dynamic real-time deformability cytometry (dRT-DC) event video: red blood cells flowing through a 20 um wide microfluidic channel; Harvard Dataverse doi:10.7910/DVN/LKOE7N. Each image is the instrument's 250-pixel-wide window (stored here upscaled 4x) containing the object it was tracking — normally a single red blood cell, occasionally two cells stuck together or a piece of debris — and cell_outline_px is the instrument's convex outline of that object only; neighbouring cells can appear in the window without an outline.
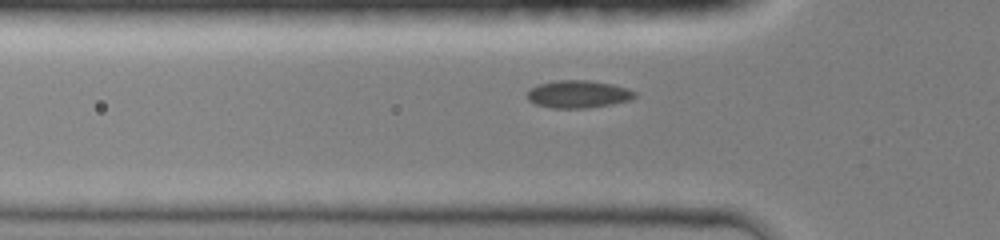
{"species": "common noctule bat (a hibernating species)", "species_latin": "Nyctalus noctula", "temperature_condition": "room temperature", "stored_images_in_passage": 33, "camera_frame_rate_fps": 3000, "um_per_image_px": 0.085, "animal": {"sex": "female", "body_mass_g": 19.0, "forearm_length_mm": 51.5}, "frame": {"image": 1, "passage_image": 8, "time_ms": 2.333, "image_size_px": [1000, 240], "cell_outline_px": [[636, 96], [632, 100], [612, 104], [584, 108], [552, 108], [536, 104], [528, 100], [528, 92], [536, 84], [552, 80], [588, 80], [612, 84], [628, 88], [636, 92]], "centroid_in_image_um": [49.16, 7.99], "position_along_channel_um": 76.6, "area_um2": 17.4}}
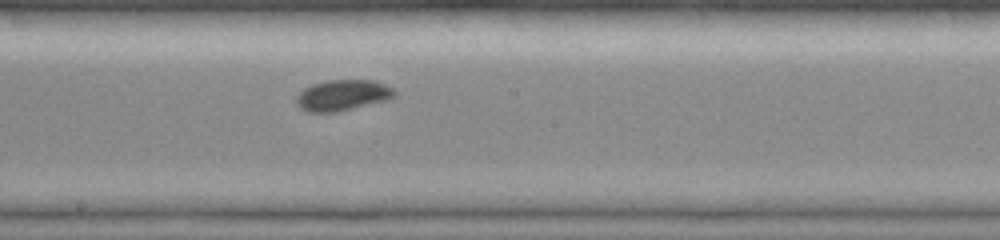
{"frame": {"image": 2, "passage_image": 18, "time_ms": 5.667, "image_size_px": [1000, 240], "cell_outline_px": [[396, 96], [388, 100], [336, 112], [308, 112], [300, 108], [296, 104], [296, 96], [304, 88], [312, 84], [328, 80], [376, 80], [392, 88], [396, 92]], "centroid_in_image_um": [29.12, 8.09], "position_along_channel_um": 219.1, "area_um2": 17.74}}
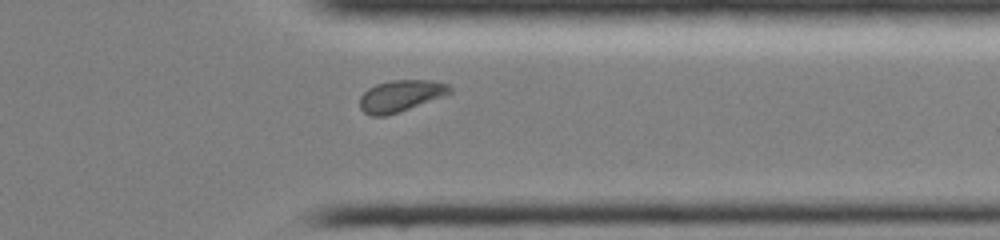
{"frame": {"image": 3, "passage_image": 29, "time_ms": 9.333, "image_size_px": [1000, 240], "cell_outline_px": [[452, 92], [444, 96], [384, 116], [372, 116], [364, 112], [360, 108], [360, 96], [368, 88], [376, 84], [392, 80], [432, 80], [448, 84], [452, 88]], "centroid_in_image_um": [34.05, 8.13], "position_along_channel_um": 377.3, "area_um2": 16.36}}